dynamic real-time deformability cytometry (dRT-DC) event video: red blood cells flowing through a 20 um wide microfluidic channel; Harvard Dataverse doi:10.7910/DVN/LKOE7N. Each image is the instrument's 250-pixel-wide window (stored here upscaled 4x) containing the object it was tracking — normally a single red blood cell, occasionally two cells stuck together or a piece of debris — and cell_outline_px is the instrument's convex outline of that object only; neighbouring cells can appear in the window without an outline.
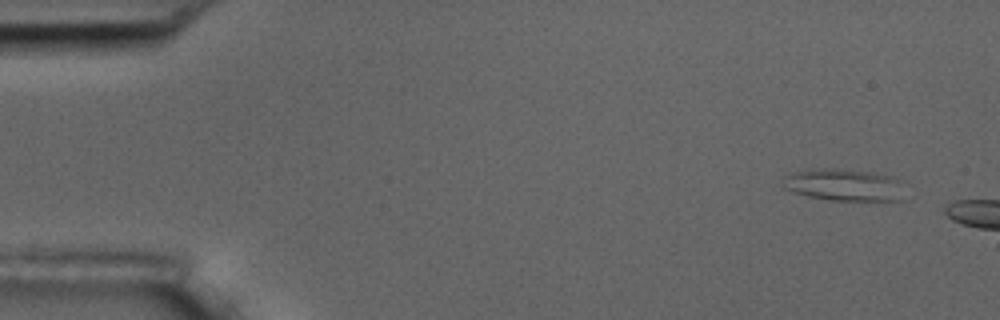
{"species": "common noctule bat (a hibernating species)", "species_latin": "Nyctalus noctula", "temperature_condition": "room temperature", "stored_images_in_passage": 2, "camera_frame_rate_fps": 3000, "um_per_image_px": 0.085, "animal": {"sex": "male", "body_mass_g": 17.5, "forearm_length_mm": 52.3}, "frame": {"image": 1, "passage_image": 1, "time_ms": 0.0, "image_size_px": [1000, 320], "cell_outline_px": [[904, 200], [828, 200], [808, 196], [792, 192], [784, 188], [784, 176], [796, 172], [820, 168], [832, 168], [872, 172], [892, 176], [900, 180]], "centroid_in_image_um": [71.76, 15.72], "position_along_channel_um": 13.2, "area_um2": 22.66}}